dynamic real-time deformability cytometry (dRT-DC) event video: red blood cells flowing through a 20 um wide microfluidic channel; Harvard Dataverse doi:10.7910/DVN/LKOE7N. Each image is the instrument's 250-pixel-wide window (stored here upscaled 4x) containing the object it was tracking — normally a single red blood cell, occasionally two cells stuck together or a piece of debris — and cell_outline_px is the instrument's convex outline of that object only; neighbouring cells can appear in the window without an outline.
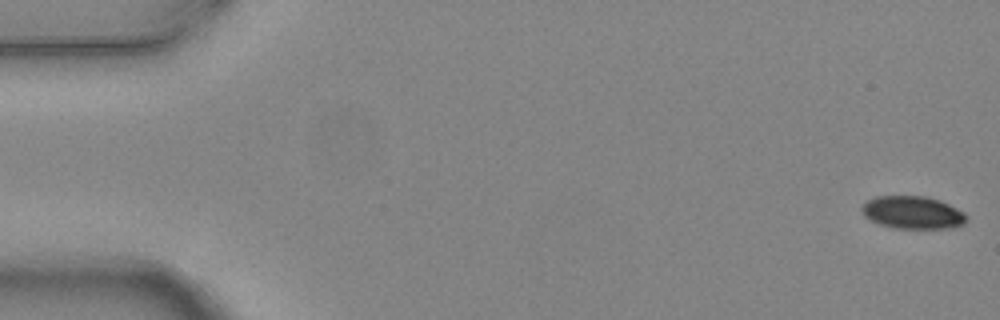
{"species": "common noctule bat (a hibernating species)", "species_latin": "Nyctalus noctula", "temperature_condition": "warm", "stored_images_in_passage": 5, "camera_frame_rate_fps": 3000, "um_per_image_px": 0.085, "animal": {"sex": "female", "body_mass_g": 24.6, "forearm_length_mm": 56.2}, "frame": {"image": 1, "passage_image": 1, "time_ms": 0.0, "image_size_px": [1000, 320], "cell_outline_px": [[968, 220], [964, 224], [952, 228], [896, 228], [880, 224], [864, 216], [860, 208], [868, 200], [876, 196], [924, 196], [940, 200], [964, 212]], "centroid_in_image_um": [77.59, 18.06], "position_along_channel_um": 7.4, "area_um2": 19.88}}